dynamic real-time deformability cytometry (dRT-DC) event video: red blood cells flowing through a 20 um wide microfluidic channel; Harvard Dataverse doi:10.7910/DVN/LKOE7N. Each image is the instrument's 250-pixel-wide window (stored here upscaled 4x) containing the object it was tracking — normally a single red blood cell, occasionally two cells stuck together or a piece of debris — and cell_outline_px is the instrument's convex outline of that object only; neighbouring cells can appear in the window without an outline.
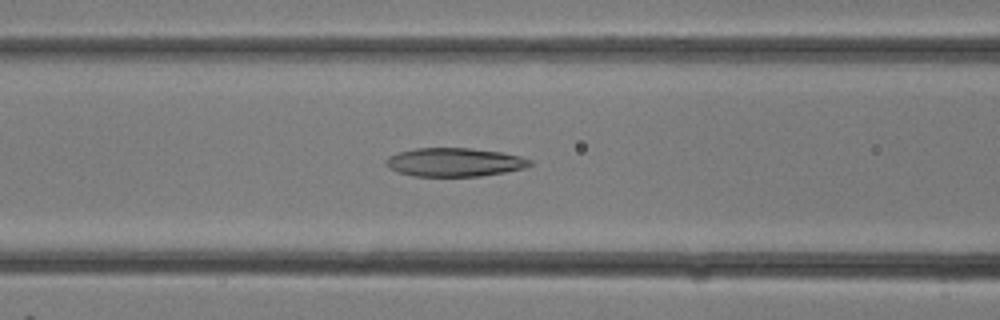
{"species": "common noctule bat (a hibernating species)", "species_latin": "Nyctalus noctula", "temperature_condition": "room temperature", "stored_images_in_passage": 12, "camera_frame_rate_fps": 3000, "um_per_image_px": 0.085, "animal": {"sex": "female"}, "frame": {"image": 1, "passage_image": 10, "time_ms": 3.0, "image_size_px": [1000, 320], "cell_outline_px": [[532, 164], [524, 168], [504, 172], [480, 176], [412, 176], [388, 168], [384, 164], [384, 160], [388, 156], [400, 152], [416, 148], [468, 148], [500, 152], [520, 156], [532, 160]], "centroid_in_image_um": [38.6, 13.79], "position_along_channel_um": 128.0, "area_um2": 23.93}}
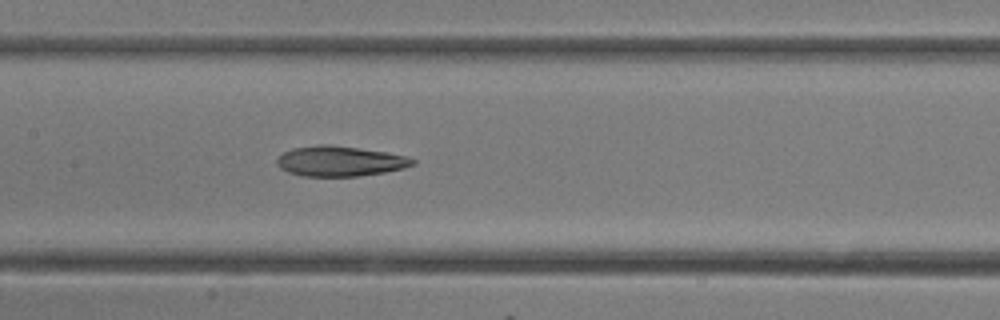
{"frame": {"image": 2, "passage_image": 12, "time_ms": 3.667, "image_size_px": [1000, 320], "cell_outline_px": [[416, 164], [404, 168], [384, 172], [360, 176], [300, 176], [288, 172], [280, 168], [276, 164], [276, 160], [284, 152], [292, 148], [316, 144], [328, 144], [384, 152], [408, 156], [416, 160]], "centroid_in_image_um": [28.88, 13.7], "position_along_channel_um": 178.5, "area_um2": 23.93}}